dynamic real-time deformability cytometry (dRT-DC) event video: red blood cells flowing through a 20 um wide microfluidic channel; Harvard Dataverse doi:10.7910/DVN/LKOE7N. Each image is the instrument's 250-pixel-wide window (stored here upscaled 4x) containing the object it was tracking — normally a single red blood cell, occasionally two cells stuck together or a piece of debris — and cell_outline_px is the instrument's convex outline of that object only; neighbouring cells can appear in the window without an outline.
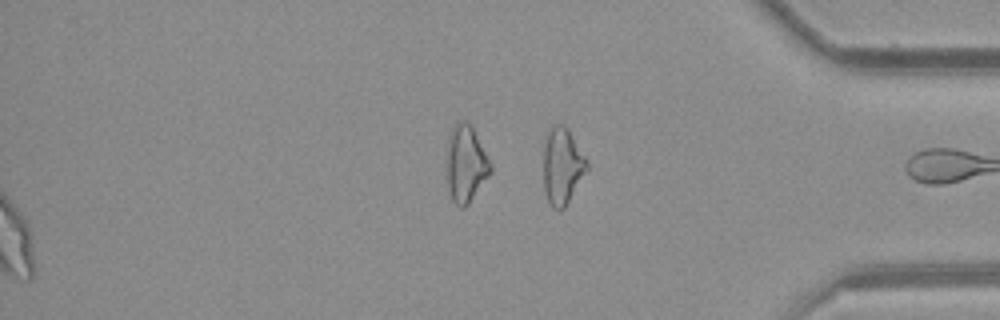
{"species": "common noctule bat (a hibernating species)", "species_latin": "Nyctalus noctula", "temperature_condition": "room temperature", "stored_images_in_passage": 54, "segment_of_instrument_passage": [2, 2], "camera_frame_rate_fps": 3000, "um_per_image_px": 0.085, "animal": {"sex": "female", "body_mass_g": 21.9}, "frame": {"image": 1, "passage_image": 54, "time_ms": 17.667, "image_size_px": [1000, 320], "cell_outline_px": [[588, 168], [564, 208], [552, 208], [544, 192], [544, 148], [548, 132], [552, 124], [564, 124], [568, 128], [588, 160]], "centroid_in_image_um": [47.8, 14.08], "position_along_channel_um": 387.4, "area_um2": 19.25}}